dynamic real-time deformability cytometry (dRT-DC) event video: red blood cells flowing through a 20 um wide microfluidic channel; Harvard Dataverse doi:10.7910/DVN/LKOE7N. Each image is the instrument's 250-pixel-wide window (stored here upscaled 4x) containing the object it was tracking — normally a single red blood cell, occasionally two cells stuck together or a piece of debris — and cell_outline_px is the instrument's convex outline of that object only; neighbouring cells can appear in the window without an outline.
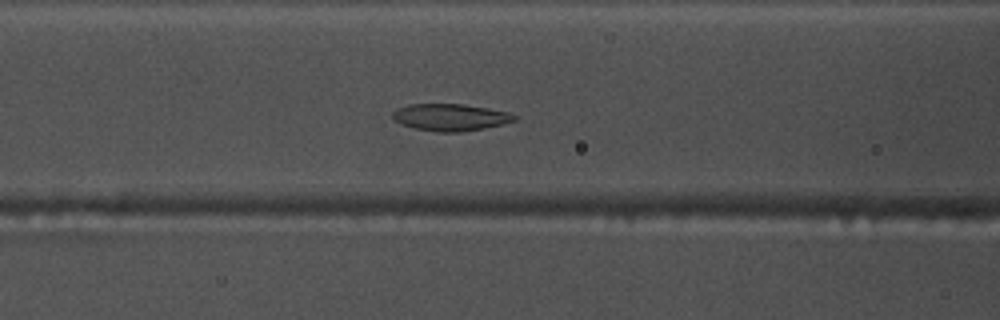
{"species": "common noctule bat (a hibernating species)", "species_latin": "Nyctalus noctula", "temperature_condition": "warm", "stored_images_in_passage": 50, "camera_frame_rate_fps": 3000, "um_per_image_px": 0.085, "animal": {"sex": "male", "body_mass_g": 17.5, "forearm_length_mm": 52.3}, "frame": {"image": 1, "passage_image": 17, "time_ms": 5.333, "image_size_px": [1000, 320], "cell_outline_px": [[516, 120], [484, 128], [460, 132], [436, 132], [416, 128], [392, 120], [392, 112], [396, 108], [408, 104], [460, 104], [488, 108], [508, 112], [516, 116]], "centroid_in_image_um": [38.24, 9.96], "position_along_channel_um": 128.4, "area_um2": 19.02}}
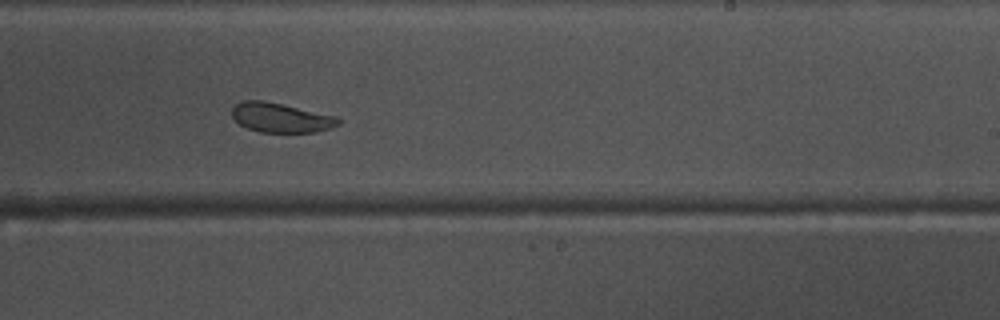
{"frame": {"image": 2, "passage_image": 28, "time_ms": 9.0, "image_size_px": [1000, 320], "cell_outline_px": [[340, 124], [332, 128], [316, 132], [260, 132], [248, 128], [240, 124], [232, 116], [232, 108], [236, 104], [244, 100], [264, 100], [336, 116], [340, 120]], "centroid_in_image_um": [23.88, 10.0], "position_along_channel_um": 265.1, "area_um2": 18.21}}
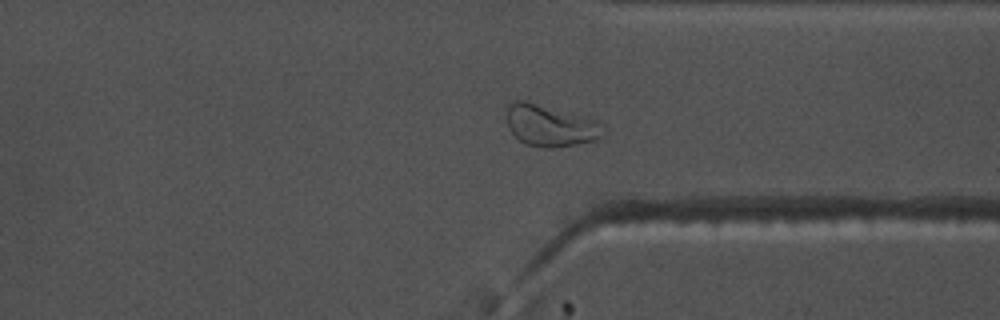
{"frame": {"image": 3, "passage_image": 36, "time_ms": 11.667, "image_size_px": [1000, 320], "cell_outline_px": [[600, 140], [552, 148], [544, 148], [524, 144], [508, 128], [504, 108], [512, 100], [524, 100], [588, 116], [596, 120], [600, 136]], "centroid_in_image_um": [46.67, 10.65], "position_along_channel_um": 364.7, "area_um2": 23.58}, "authors_computed_cell_mechanics": {"area_um2": 21.0392, "velocity_mm_per_s": 3.7449, "shape_relaxation_time_tau1_ms": 8.9116, "shape_relaxation_time_tau2_ms": 2.0001, "deformation_change_tau1": 0.1519, "deformation_change_tau2": 0.0636}}